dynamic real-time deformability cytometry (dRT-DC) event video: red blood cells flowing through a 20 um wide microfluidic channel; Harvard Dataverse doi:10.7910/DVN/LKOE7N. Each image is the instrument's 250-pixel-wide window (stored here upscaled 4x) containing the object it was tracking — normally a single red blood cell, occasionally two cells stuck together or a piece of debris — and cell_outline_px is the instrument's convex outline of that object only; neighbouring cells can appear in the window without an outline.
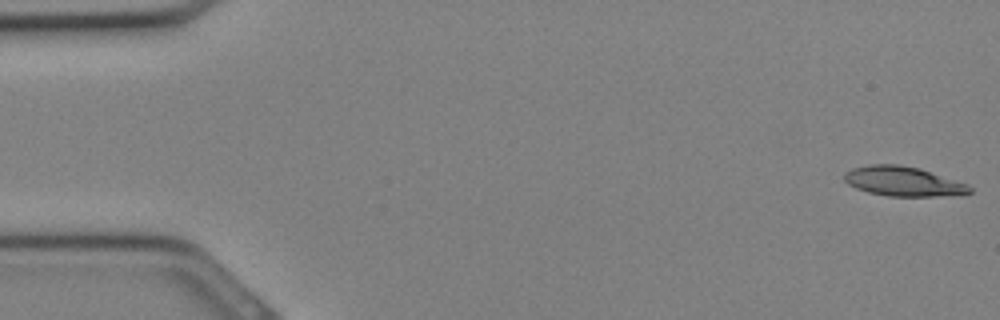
{"species": "Egyptian fruit bat (a non-hibernating species)", "species_latin": "Rousettus aegyptiacus", "temperature_condition": "cold", "stored_images_in_passage": 32, "camera_frame_rate_fps": 3000, "um_per_image_px": 0.085, "animal": {"sex": "female"}, "frame": {"image": 1, "passage_image": 1, "time_ms": 0.0, "image_size_px": [1000, 320], "cell_outline_px": [[972, 192], [960, 196], [888, 196], [868, 192], [856, 188], [848, 184], [844, 180], [844, 172], [852, 168], [868, 164], [900, 164], [920, 168], [968, 184], [972, 188]], "centroid_in_image_um": [76.8, 15.42], "position_along_channel_um": 8.2, "area_um2": 21.96}}
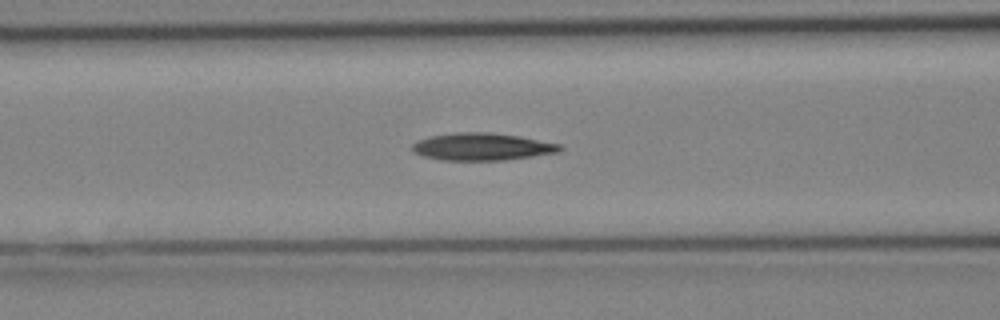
{"frame": {"image": 2, "passage_image": 13, "time_ms": 4.0, "image_size_px": [1000, 320], "cell_outline_px": [[564, 148], [560, 152], [504, 160], [440, 160], [424, 156], [412, 152], [412, 144], [416, 140], [428, 136], [460, 132], [492, 132], [520, 136], [560, 144]], "centroid_in_image_um": [40.96, 12.46], "position_along_channel_um": 125.6, "area_um2": 23.7}}
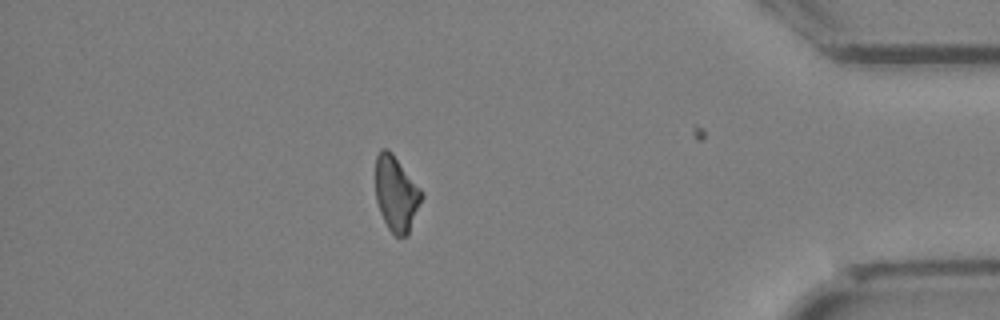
{"frame": {"image": 3, "passage_image": 28, "time_ms": 9.0, "image_size_px": [1000, 320], "cell_outline_px": [[424, 196], [408, 236], [396, 236], [388, 228], [380, 212], [376, 200], [376, 156], [380, 148], [388, 148], [392, 152], [424, 192]], "centroid_in_image_um": [33.7, 16.45], "position_along_channel_um": 401.5, "area_um2": 20.46}}